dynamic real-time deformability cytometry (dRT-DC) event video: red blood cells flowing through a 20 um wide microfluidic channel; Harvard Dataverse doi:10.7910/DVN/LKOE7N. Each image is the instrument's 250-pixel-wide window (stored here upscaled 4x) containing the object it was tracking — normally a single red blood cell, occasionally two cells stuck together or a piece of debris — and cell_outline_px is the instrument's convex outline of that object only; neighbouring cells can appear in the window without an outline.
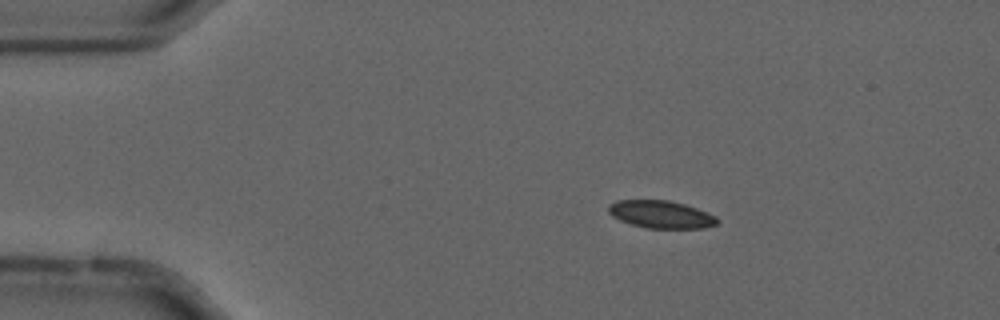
{"species": "common noctule bat (a hibernating species)", "species_latin": "Nyctalus noctula", "temperature_condition": "cold", "stored_images_in_passage": 47, "camera_frame_rate_fps": 3000, "um_per_image_px": 0.085, "animal": {"sex": "male", "forearm_length_mm": 52.5}, "frame": {"image": 1, "passage_image": 1, "time_ms": 0.0, "image_size_px": [1000, 320], "cell_outline_px": [[720, 220], [716, 224], [704, 228], [648, 228], [632, 224], [620, 220], [612, 216], [608, 212], [608, 204], [616, 200], [668, 200], [684, 204], [696, 208], [716, 216]], "centroid_in_image_um": [56.17, 18.22], "position_along_channel_um": 28.8, "area_um2": 17.46}}
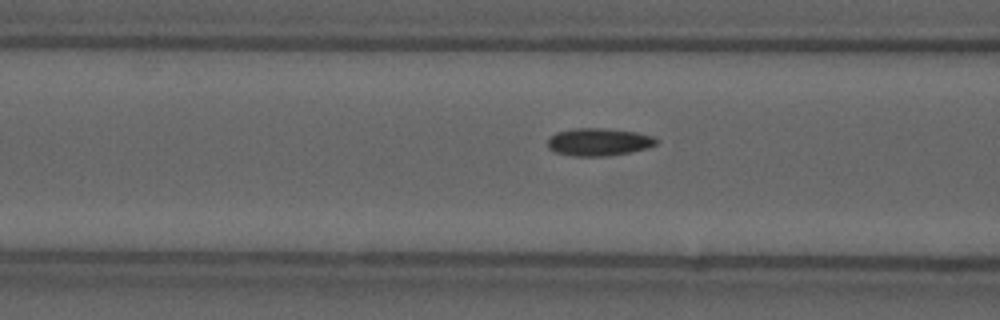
{"frame": {"image": 2, "passage_image": 13, "time_ms": 4.0, "image_size_px": [1000, 320], "cell_outline_px": [[656, 144], [648, 148], [632, 152], [608, 156], [572, 156], [556, 152], [548, 148], [548, 140], [556, 132], [576, 128], [604, 128], [636, 132], [652, 136], [656, 140]], "centroid_in_image_um": [50.89, 12.07], "position_along_channel_um": 115.7, "area_um2": 17.46}}
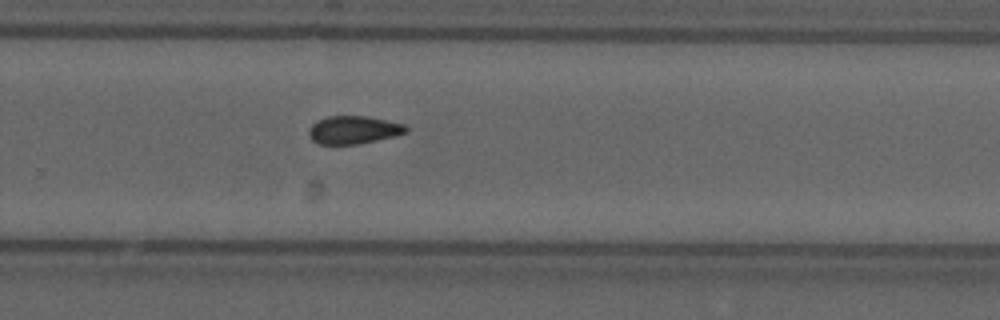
{"frame": {"image": 3, "passage_image": 28, "time_ms": 9.0, "image_size_px": [1000, 320], "cell_outline_px": [[408, 132], [360, 144], [320, 144], [312, 140], [308, 136], [308, 128], [316, 120], [328, 116], [368, 116], [404, 124], [408, 128]], "centroid_in_image_um": [30.01, 11.03], "position_along_channel_um": 299.8, "area_um2": 15.9}, "authors_computed_cell_mechanics": {"area_um2": 16.3574, "velocity_mm_per_s": 3.6856, "shape_relaxation_time_tau1_ms": null, "shape_relaxation_time_tau2_ms": 5.8091, "deformation_change_tau1": null, "deformation_change_tau2": 0.0949}}